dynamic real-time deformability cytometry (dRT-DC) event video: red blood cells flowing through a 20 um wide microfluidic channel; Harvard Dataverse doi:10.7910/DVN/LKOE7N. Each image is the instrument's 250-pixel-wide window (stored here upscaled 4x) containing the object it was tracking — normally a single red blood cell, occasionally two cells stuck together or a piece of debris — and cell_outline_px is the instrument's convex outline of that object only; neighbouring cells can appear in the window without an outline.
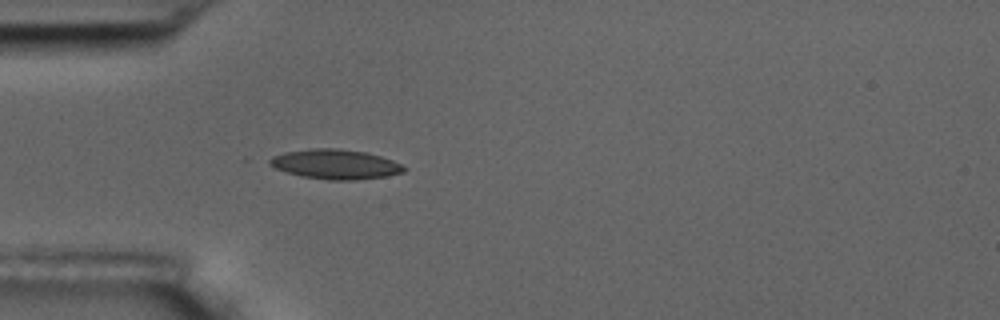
{"species": "common noctule bat (a hibernating species)", "species_latin": "Nyctalus noctula", "temperature_condition": "room temperature", "stored_images_in_passage": 3, "camera_frame_rate_fps": 3000, "um_per_image_px": 0.085, "animal": {"sex": "male", "body_mass_g": 17.5, "forearm_length_mm": 52.3}, "frame": {"image": 1, "passage_image": 3, "time_ms": 2.333, "image_size_px": [1000, 320], "cell_outline_px": [[408, 168], [404, 172], [384, 176], [356, 180], [328, 180], [300, 176], [276, 168], [268, 164], [268, 160], [272, 156], [284, 152], [312, 148], [340, 148], [368, 152], [392, 160]], "centroid_in_image_um": [28.5, 13.95], "position_along_channel_um": 56.5, "area_um2": 23.35}}